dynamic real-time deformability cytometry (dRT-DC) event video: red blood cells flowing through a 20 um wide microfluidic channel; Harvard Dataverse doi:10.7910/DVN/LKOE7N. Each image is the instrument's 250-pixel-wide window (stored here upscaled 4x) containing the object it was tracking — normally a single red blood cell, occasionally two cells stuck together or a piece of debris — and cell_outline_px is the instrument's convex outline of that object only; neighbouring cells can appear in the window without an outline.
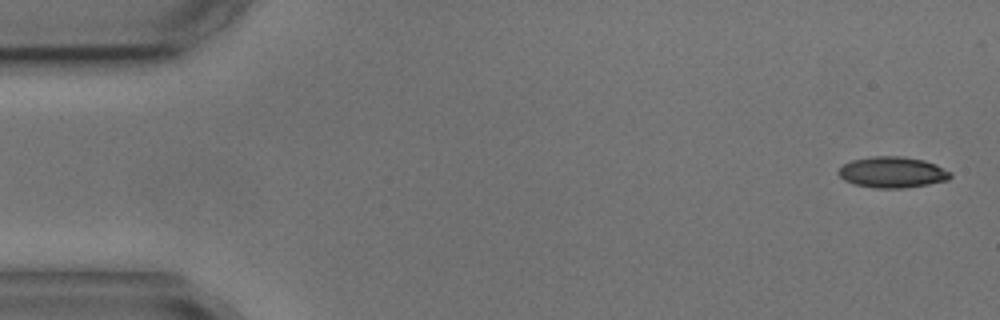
{"species": "common noctule bat (a hibernating species)", "species_latin": "Nyctalus noctula", "temperature_condition": "cold", "stored_images_in_passage": 5, "camera_frame_rate_fps": 3000, "um_per_image_px": 0.085, "animal": {"sex": "male", "body_mass_g": 17.9, "forearm_length_mm": 54.2}, "frame": {"image": 1, "passage_image": 1, "time_ms": 0.0, "image_size_px": [1000, 320], "cell_outline_px": [[952, 176], [948, 180], [928, 184], [904, 188], [876, 188], [856, 184], [844, 180], [836, 172], [844, 164], [852, 160], [872, 156], [900, 156], [924, 160], [936, 164], [952, 172]], "centroid_in_image_um": [75.87, 14.64], "position_along_channel_um": 9.1, "area_um2": 20.23}}
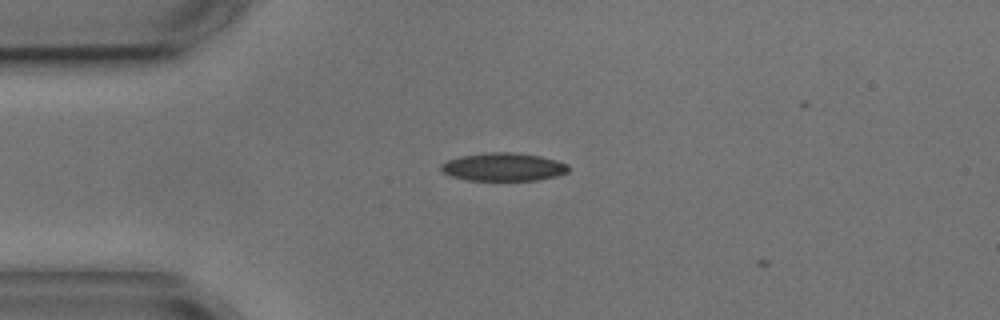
{"frame": {"image": 2, "passage_image": 4, "time_ms": 3.667, "image_size_px": [1000, 320], "cell_outline_px": [[568, 172], [556, 176], [536, 180], [468, 180], [452, 176], [440, 172], [440, 164], [448, 160], [460, 156], [488, 152], [516, 152], [540, 156], [556, 160], [568, 164]], "centroid_in_image_um": [42.76, 14.18], "position_along_channel_um": 42.2, "area_um2": 20.92}}